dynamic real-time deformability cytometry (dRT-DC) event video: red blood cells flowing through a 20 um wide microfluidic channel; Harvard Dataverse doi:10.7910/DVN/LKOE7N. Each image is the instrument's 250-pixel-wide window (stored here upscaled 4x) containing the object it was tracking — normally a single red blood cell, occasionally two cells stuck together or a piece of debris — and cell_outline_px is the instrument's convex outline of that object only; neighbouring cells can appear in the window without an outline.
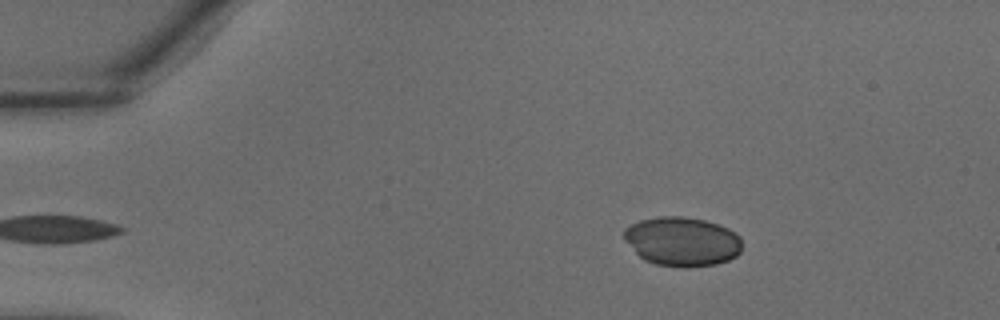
{"species": "common noctule bat (a hibernating species)", "species_latin": "Nyctalus noctula", "temperature_condition": "warm", "stored_images_in_passage": 9, "camera_frame_rate_fps": 3000, "um_per_image_px": 0.085, "animal": {"sex": "male", "body_mass_g": 18.8}, "frame": {"image": 1, "passage_image": 1, "time_ms": 0.0, "image_size_px": [1000, 320], "cell_outline_px": [[740, 252], [736, 256], [728, 260], [716, 264], [656, 264], [644, 260], [624, 240], [624, 228], [640, 220], [660, 216], [684, 216], [704, 220], [728, 228], [736, 232], [740, 236]], "centroid_in_image_um": [57.97, 20.47], "position_along_channel_um": 27.0, "area_um2": 33.0}}